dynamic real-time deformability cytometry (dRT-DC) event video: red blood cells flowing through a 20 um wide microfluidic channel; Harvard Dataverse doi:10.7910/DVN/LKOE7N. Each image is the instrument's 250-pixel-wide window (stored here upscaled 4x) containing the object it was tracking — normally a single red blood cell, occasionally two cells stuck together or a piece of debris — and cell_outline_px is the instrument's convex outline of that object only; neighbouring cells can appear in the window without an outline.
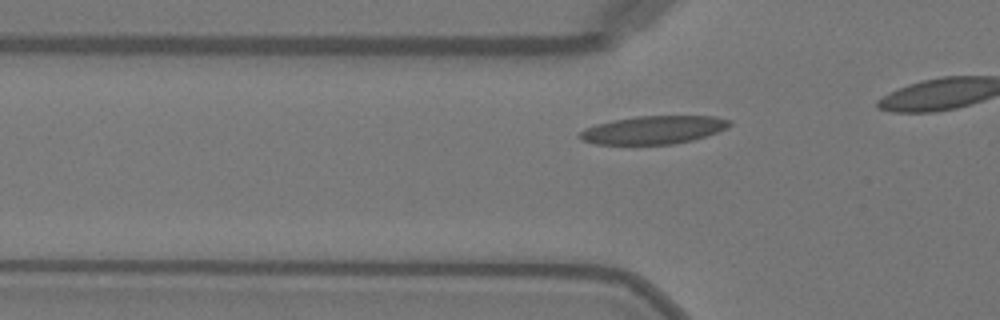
{"species": "Egyptian fruit bat (a non-hibernating species)", "species_latin": "Rousettus aegyptiacus", "temperature_condition": "warm", "stored_images_in_passage": 10, "camera_frame_rate_fps": 3000, "um_per_image_px": 0.085, "animal": {"sex": "female"}, "frame": {"image": 1, "passage_image": 5, "time_ms": 1.333, "image_size_px": [1000, 320], "cell_outline_px": [[732, 124], [728, 128], [692, 140], [672, 144], [596, 144], [584, 140], [576, 136], [584, 128], [596, 124], [612, 120], [636, 116], [716, 116], [732, 120]], "centroid_in_image_um": [55.55, 11.03], "position_along_channel_um": 70.2, "area_um2": 24.57}}
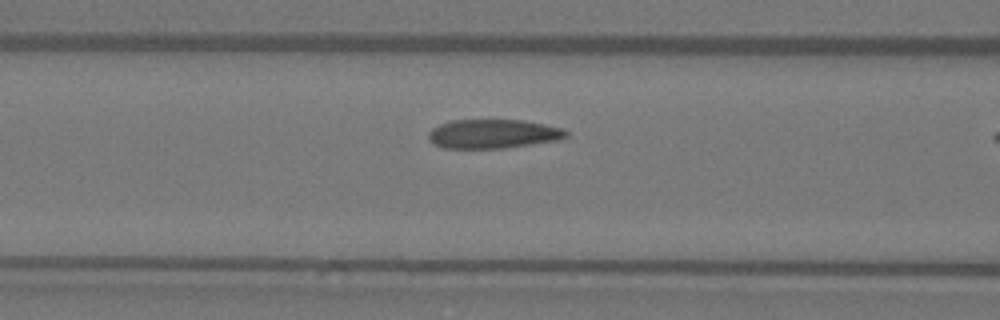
{"frame": {"image": 2, "passage_image": 9, "time_ms": 2.667, "image_size_px": [1000, 320], "cell_outline_px": [[568, 136], [560, 140], [504, 148], [444, 148], [432, 144], [428, 140], [428, 132], [432, 128], [440, 124], [452, 120], [524, 120], [544, 124], [560, 128], [568, 132]], "centroid_in_image_um": [41.88, 11.38], "position_along_channel_um": 124.7, "area_um2": 23.41}}